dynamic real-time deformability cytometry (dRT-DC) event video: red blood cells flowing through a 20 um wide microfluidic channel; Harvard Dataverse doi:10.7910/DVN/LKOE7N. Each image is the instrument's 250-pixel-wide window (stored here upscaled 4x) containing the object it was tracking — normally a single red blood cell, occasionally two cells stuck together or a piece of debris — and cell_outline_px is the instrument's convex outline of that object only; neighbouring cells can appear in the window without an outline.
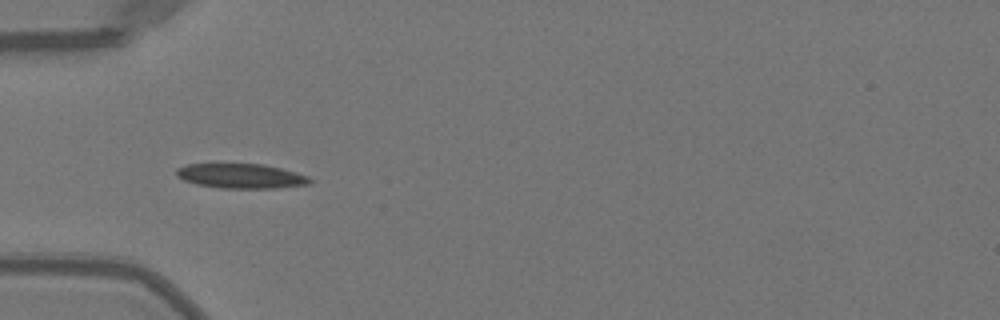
{"species": "Egyptian fruit bat (a non-hibernating species)", "species_latin": "Rousettus aegyptiacus", "temperature_condition": "warm", "stored_images_in_passage": 35, "camera_frame_rate_fps": 3000, "um_per_image_px": 0.085, "animal": {"sex": "female"}, "frame": {"image": 1, "passage_image": 1, "time_ms": 0.0, "image_size_px": [1000, 320], "cell_outline_px": [[312, 184], [276, 188], [220, 188], [196, 184], [184, 180], [176, 176], [176, 168], [188, 164], [216, 160], [264, 164], [296, 172], [308, 176], [312, 180]], "centroid_in_image_um": [20.42, 14.9], "position_along_channel_um": 64.6, "area_um2": 20.35}}
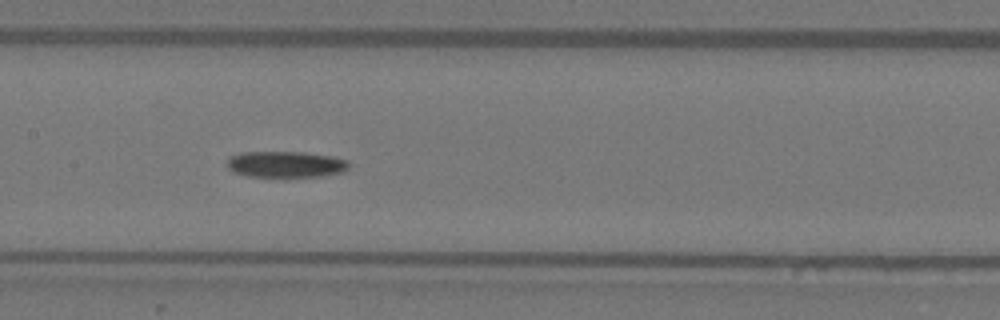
{"frame": {"image": 2, "passage_image": 10, "time_ms": 3.0, "image_size_px": [1000, 320], "cell_outline_px": [[352, 164], [344, 172], [320, 176], [248, 176], [232, 172], [228, 168], [228, 160], [232, 156], [240, 152], [304, 152], [332, 156], [348, 160]], "centroid_in_image_um": [24.33, 13.96], "position_along_channel_um": 183.1, "area_um2": 18.61}}
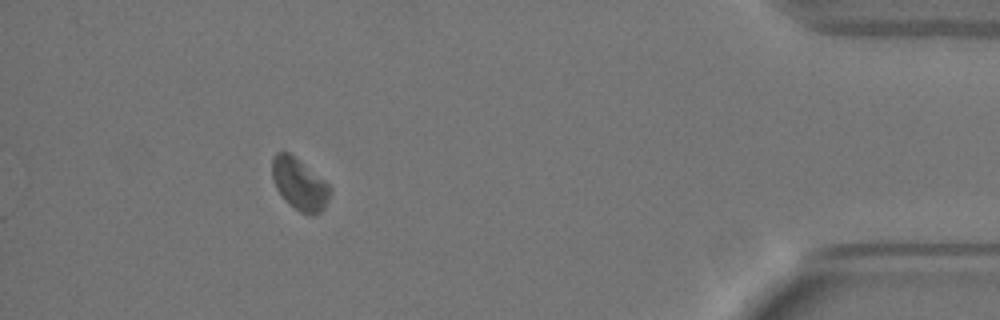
{"frame": {"image": 3, "passage_image": 31, "time_ms": 10.0, "image_size_px": [1000, 320], "cell_outline_px": [[332, 188], [328, 200], [324, 208], [316, 216], [312, 216], [300, 212], [288, 204], [276, 188], [272, 176], [272, 156], [276, 152], [288, 152], [324, 180]], "centroid_in_image_um": [25.45, 15.68], "position_along_channel_um": 409.7, "area_um2": 17.4}, "authors_computed_cell_mechanics": {"area_um2": 18.6694, "velocity_mm_per_s": 3.9852, "shape_relaxation_time_tau1_ms": 3.8065, "shape_relaxation_time_tau2_ms": null, "deformation_change_tau1": 0.0808, "deformation_change_tau2": null}}